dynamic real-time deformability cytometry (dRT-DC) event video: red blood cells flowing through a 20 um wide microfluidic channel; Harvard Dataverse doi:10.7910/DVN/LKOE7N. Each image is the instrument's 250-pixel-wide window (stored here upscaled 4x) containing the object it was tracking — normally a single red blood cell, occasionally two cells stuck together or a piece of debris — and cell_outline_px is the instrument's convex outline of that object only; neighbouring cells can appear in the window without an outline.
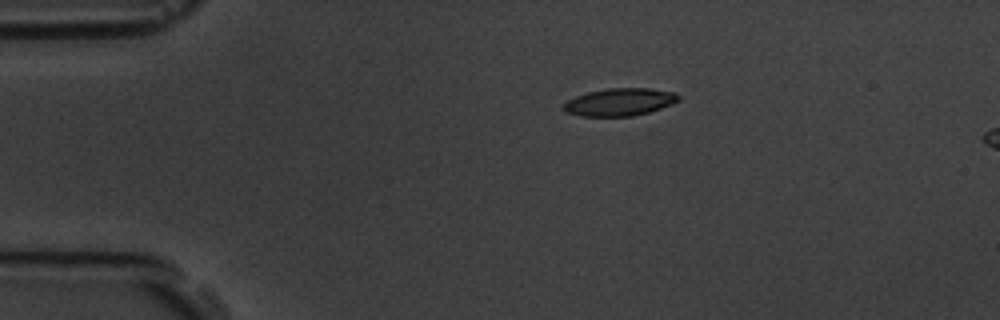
{"species": "common noctule bat (a hibernating species)", "species_latin": "Nyctalus noctula", "temperature_condition": "room temperature", "stored_images_in_passage": 3, "segment_of_instrument_passage": [1, 2], "camera_frame_rate_fps": 3000, "um_per_image_px": 0.085, "animal": {"sex": "male", "body_mass_g": 19.5, "forearm_length_mm": 54.6}, "frame": {"image": 1, "passage_image": 1, "time_ms": 0.0, "image_size_px": [1000, 320], "cell_outline_px": [[680, 100], [672, 104], [648, 112], [632, 116], [580, 116], [564, 112], [560, 108], [568, 100], [576, 96], [588, 92], [608, 88], [648, 88], [676, 92], [680, 96]], "centroid_in_image_um": [52.66, 8.67], "position_along_channel_um": 32.3, "area_um2": 18.55}}